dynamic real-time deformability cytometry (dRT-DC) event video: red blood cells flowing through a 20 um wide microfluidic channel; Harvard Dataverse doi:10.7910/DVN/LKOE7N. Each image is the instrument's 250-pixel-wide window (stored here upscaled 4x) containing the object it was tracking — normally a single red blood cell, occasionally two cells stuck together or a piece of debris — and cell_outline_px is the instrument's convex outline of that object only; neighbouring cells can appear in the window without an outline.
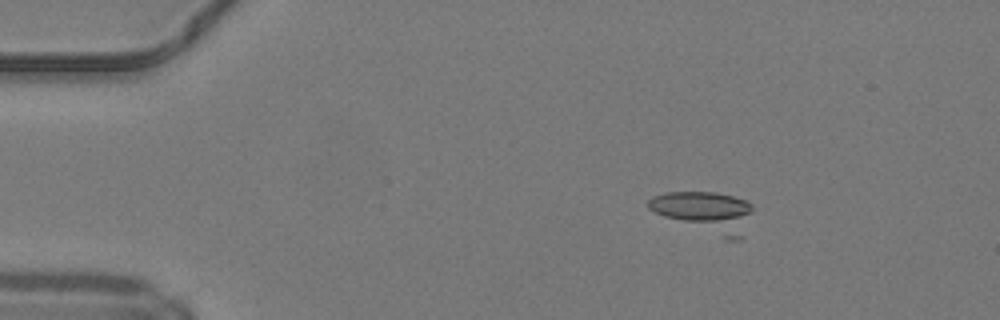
{"species": "common noctule bat (a hibernating species)", "species_latin": "Nyctalus noctula", "temperature_condition": "warm", "stored_images_in_passage": 10, "camera_frame_rate_fps": 3000, "um_per_image_px": 0.085, "animal": {"sex": "male", "body_mass_g": 19.2, "forearm_length_mm": 51.8}, "frame": {"image": 1, "passage_image": 1, "time_ms": 0.0, "image_size_px": [1000, 320], "cell_outline_px": [[752, 212], [740, 240], [728, 240], [664, 216], [648, 208], [648, 200], [652, 196], [664, 192], [716, 192], [732, 196], [744, 200], [752, 204]], "centroid_in_image_um": [59.95, 18.0], "position_along_channel_um": 25.1, "area_um2": 24.39}}
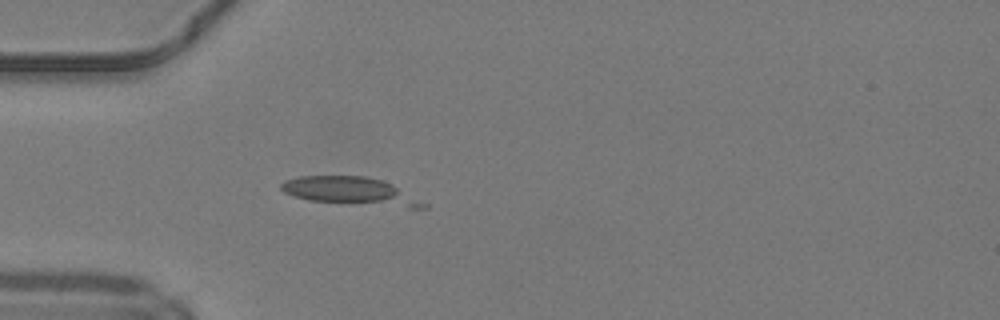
{"frame": {"image": 2, "passage_image": 8, "time_ms": 2.333, "image_size_px": [1000, 320], "cell_outline_px": [[396, 192], [392, 196], [380, 200], [308, 200], [284, 192], [280, 188], [280, 184], [284, 180], [300, 176], [364, 176], [380, 180], [392, 184], [396, 188]], "centroid_in_image_um": [28.73, 15.99], "position_along_channel_um": 56.3, "area_um2": 17.34}}